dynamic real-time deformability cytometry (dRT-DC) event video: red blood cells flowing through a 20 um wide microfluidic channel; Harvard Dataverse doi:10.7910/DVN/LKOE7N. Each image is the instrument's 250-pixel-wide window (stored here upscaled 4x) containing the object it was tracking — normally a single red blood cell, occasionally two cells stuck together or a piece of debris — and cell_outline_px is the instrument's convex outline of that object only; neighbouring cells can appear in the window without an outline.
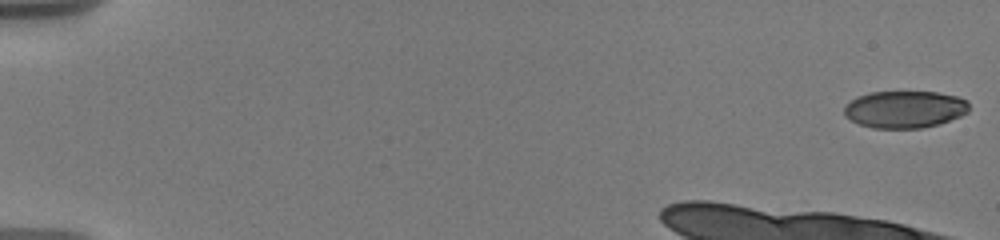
{"species": "human", "species_latin": "Homo sapiens", "temperature_condition": "warm", "stored_images_in_passage": 17, "camera_frame_rate_fps": 3000, "um_per_image_px": 0.085, "donor": {"sex": "male"}, "frame": {"image": 1, "passage_image": 1, "time_ms": 0.0, "image_size_px": [1000, 240], "cell_outline_px": [[968, 112], [960, 116], [940, 124], [920, 128], [872, 128], [860, 124], [844, 116], [844, 108], [856, 96], [872, 92], [936, 92], [956, 96], [968, 100]], "centroid_in_image_um": [76.91, 9.29], "position_along_channel_um": 8.1, "area_um2": 26.99}}